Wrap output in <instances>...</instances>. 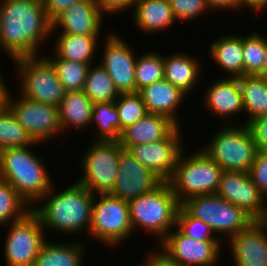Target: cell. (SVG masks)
Wrapping results in <instances>:
<instances>
[{"mask_svg": "<svg viewBox=\"0 0 267 266\" xmlns=\"http://www.w3.org/2000/svg\"><path fill=\"white\" fill-rule=\"evenodd\" d=\"M52 33L43 0L0 1V49L12 60L38 55Z\"/></svg>", "mask_w": 267, "mask_h": 266, "instance_id": "cell-1", "label": "cell"}, {"mask_svg": "<svg viewBox=\"0 0 267 266\" xmlns=\"http://www.w3.org/2000/svg\"><path fill=\"white\" fill-rule=\"evenodd\" d=\"M54 189L55 186H52L36 203L37 205L31 208L40 219L43 228L52 231L54 229L56 232L67 233L66 235L70 236L79 235L83 230L88 231L87 234H89L95 194L77 181L58 193H55Z\"/></svg>", "mask_w": 267, "mask_h": 266, "instance_id": "cell-2", "label": "cell"}, {"mask_svg": "<svg viewBox=\"0 0 267 266\" xmlns=\"http://www.w3.org/2000/svg\"><path fill=\"white\" fill-rule=\"evenodd\" d=\"M36 144L0 151V179L8 182L30 207L54 185L42 157L31 151Z\"/></svg>", "mask_w": 267, "mask_h": 266, "instance_id": "cell-3", "label": "cell"}, {"mask_svg": "<svg viewBox=\"0 0 267 266\" xmlns=\"http://www.w3.org/2000/svg\"><path fill=\"white\" fill-rule=\"evenodd\" d=\"M128 203L133 232L140 227L161 242L176 227L180 204L168 182Z\"/></svg>", "mask_w": 267, "mask_h": 266, "instance_id": "cell-4", "label": "cell"}, {"mask_svg": "<svg viewBox=\"0 0 267 266\" xmlns=\"http://www.w3.org/2000/svg\"><path fill=\"white\" fill-rule=\"evenodd\" d=\"M223 170L203 151L196 150L189 157L181 151L174 174L168 181L179 204L201 195L215 194Z\"/></svg>", "mask_w": 267, "mask_h": 266, "instance_id": "cell-5", "label": "cell"}, {"mask_svg": "<svg viewBox=\"0 0 267 266\" xmlns=\"http://www.w3.org/2000/svg\"><path fill=\"white\" fill-rule=\"evenodd\" d=\"M232 122L215 131L202 151L223 171L249 172L259 150L246 124Z\"/></svg>", "mask_w": 267, "mask_h": 266, "instance_id": "cell-6", "label": "cell"}, {"mask_svg": "<svg viewBox=\"0 0 267 266\" xmlns=\"http://www.w3.org/2000/svg\"><path fill=\"white\" fill-rule=\"evenodd\" d=\"M181 206L207 224L218 238L224 234L230 239L254 221L243 209L216 194L191 197Z\"/></svg>", "mask_w": 267, "mask_h": 266, "instance_id": "cell-7", "label": "cell"}, {"mask_svg": "<svg viewBox=\"0 0 267 266\" xmlns=\"http://www.w3.org/2000/svg\"><path fill=\"white\" fill-rule=\"evenodd\" d=\"M133 234L129 203L110 193L94 195L89 235L115 247Z\"/></svg>", "mask_w": 267, "mask_h": 266, "instance_id": "cell-8", "label": "cell"}, {"mask_svg": "<svg viewBox=\"0 0 267 266\" xmlns=\"http://www.w3.org/2000/svg\"><path fill=\"white\" fill-rule=\"evenodd\" d=\"M20 70V95L36 102L59 106L65 90L50 60L42 55L24 56L13 60Z\"/></svg>", "mask_w": 267, "mask_h": 266, "instance_id": "cell-9", "label": "cell"}, {"mask_svg": "<svg viewBox=\"0 0 267 266\" xmlns=\"http://www.w3.org/2000/svg\"><path fill=\"white\" fill-rule=\"evenodd\" d=\"M122 149L119 140L93 142L83 156V173L77 182L93 194L110 193L117 180Z\"/></svg>", "mask_w": 267, "mask_h": 266, "instance_id": "cell-10", "label": "cell"}, {"mask_svg": "<svg viewBox=\"0 0 267 266\" xmlns=\"http://www.w3.org/2000/svg\"><path fill=\"white\" fill-rule=\"evenodd\" d=\"M5 238L6 266H33L45 239L44 228L31 210L23 218L10 223Z\"/></svg>", "mask_w": 267, "mask_h": 266, "instance_id": "cell-11", "label": "cell"}, {"mask_svg": "<svg viewBox=\"0 0 267 266\" xmlns=\"http://www.w3.org/2000/svg\"><path fill=\"white\" fill-rule=\"evenodd\" d=\"M11 95L9 90L5 105L35 142H44L62 135L57 106L32 101L20 94L15 100Z\"/></svg>", "mask_w": 267, "mask_h": 266, "instance_id": "cell-12", "label": "cell"}, {"mask_svg": "<svg viewBox=\"0 0 267 266\" xmlns=\"http://www.w3.org/2000/svg\"><path fill=\"white\" fill-rule=\"evenodd\" d=\"M222 243L192 239L177 229L171 230L158 248L180 266H214L220 260Z\"/></svg>", "mask_w": 267, "mask_h": 266, "instance_id": "cell-13", "label": "cell"}, {"mask_svg": "<svg viewBox=\"0 0 267 266\" xmlns=\"http://www.w3.org/2000/svg\"><path fill=\"white\" fill-rule=\"evenodd\" d=\"M215 194L243 209L254 220H267V200L248 172L223 171Z\"/></svg>", "mask_w": 267, "mask_h": 266, "instance_id": "cell-14", "label": "cell"}, {"mask_svg": "<svg viewBox=\"0 0 267 266\" xmlns=\"http://www.w3.org/2000/svg\"><path fill=\"white\" fill-rule=\"evenodd\" d=\"M118 33L104 37L103 60L99 62L113 80L119 93H135V66L137 57Z\"/></svg>", "mask_w": 267, "mask_h": 266, "instance_id": "cell-15", "label": "cell"}, {"mask_svg": "<svg viewBox=\"0 0 267 266\" xmlns=\"http://www.w3.org/2000/svg\"><path fill=\"white\" fill-rule=\"evenodd\" d=\"M181 127L177 126L165 139L149 144L130 147L132 155L163 182H168L174 174L177 159L184 149Z\"/></svg>", "mask_w": 267, "mask_h": 266, "instance_id": "cell-16", "label": "cell"}, {"mask_svg": "<svg viewBox=\"0 0 267 266\" xmlns=\"http://www.w3.org/2000/svg\"><path fill=\"white\" fill-rule=\"evenodd\" d=\"M162 182L152 171L142 165L129 150L122 149L117 180L110 194L129 202L152 191Z\"/></svg>", "mask_w": 267, "mask_h": 266, "instance_id": "cell-17", "label": "cell"}, {"mask_svg": "<svg viewBox=\"0 0 267 266\" xmlns=\"http://www.w3.org/2000/svg\"><path fill=\"white\" fill-rule=\"evenodd\" d=\"M228 240L236 266H267V220H254Z\"/></svg>", "mask_w": 267, "mask_h": 266, "instance_id": "cell-18", "label": "cell"}, {"mask_svg": "<svg viewBox=\"0 0 267 266\" xmlns=\"http://www.w3.org/2000/svg\"><path fill=\"white\" fill-rule=\"evenodd\" d=\"M103 13L95 0L74 3L52 22V32L59 27L57 33L100 36Z\"/></svg>", "mask_w": 267, "mask_h": 266, "instance_id": "cell-19", "label": "cell"}, {"mask_svg": "<svg viewBox=\"0 0 267 266\" xmlns=\"http://www.w3.org/2000/svg\"><path fill=\"white\" fill-rule=\"evenodd\" d=\"M204 103L212 114L230 120L231 116L244 111L242 90L238 78L225 77L211 83L205 92Z\"/></svg>", "mask_w": 267, "mask_h": 266, "instance_id": "cell-20", "label": "cell"}, {"mask_svg": "<svg viewBox=\"0 0 267 266\" xmlns=\"http://www.w3.org/2000/svg\"><path fill=\"white\" fill-rule=\"evenodd\" d=\"M177 125L168 117L148 113L138 122L127 126L120 134V145L128 150L130 147L149 144L165 139Z\"/></svg>", "mask_w": 267, "mask_h": 266, "instance_id": "cell-21", "label": "cell"}, {"mask_svg": "<svg viewBox=\"0 0 267 266\" xmlns=\"http://www.w3.org/2000/svg\"><path fill=\"white\" fill-rule=\"evenodd\" d=\"M139 93L148 113L166 116L177 126H181L176 111L187 94L180 88L163 79L144 87ZM178 119L179 121H177Z\"/></svg>", "mask_w": 267, "mask_h": 266, "instance_id": "cell-22", "label": "cell"}, {"mask_svg": "<svg viewBox=\"0 0 267 266\" xmlns=\"http://www.w3.org/2000/svg\"><path fill=\"white\" fill-rule=\"evenodd\" d=\"M133 9L135 26L143 33L157 34L176 21L169 0H137Z\"/></svg>", "mask_w": 267, "mask_h": 266, "instance_id": "cell-23", "label": "cell"}, {"mask_svg": "<svg viewBox=\"0 0 267 266\" xmlns=\"http://www.w3.org/2000/svg\"><path fill=\"white\" fill-rule=\"evenodd\" d=\"M209 52L214 63L230 74L228 78L244 76L242 36L222 35L218 40L212 41Z\"/></svg>", "mask_w": 267, "mask_h": 266, "instance_id": "cell-24", "label": "cell"}, {"mask_svg": "<svg viewBox=\"0 0 267 266\" xmlns=\"http://www.w3.org/2000/svg\"><path fill=\"white\" fill-rule=\"evenodd\" d=\"M164 79L180 88L188 96L200 77L201 65L197 58L185 53L163 57ZM200 65V66H199ZM189 91V92H188Z\"/></svg>", "mask_w": 267, "mask_h": 266, "instance_id": "cell-25", "label": "cell"}, {"mask_svg": "<svg viewBox=\"0 0 267 266\" xmlns=\"http://www.w3.org/2000/svg\"><path fill=\"white\" fill-rule=\"evenodd\" d=\"M99 36H87L60 33L54 48V56H47V58H61L65 60H71L73 62H81L92 65L97 51V43L99 42ZM96 50V51H95Z\"/></svg>", "mask_w": 267, "mask_h": 266, "instance_id": "cell-26", "label": "cell"}, {"mask_svg": "<svg viewBox=\"0 0 267 266\" xmlns=\"http://www.w3.org/2000/svg\"><path fill=\"white\" fill-rule=\"evenodd\" d=\"M58 109L62 131L70 127L78 129L89 127L93 103L84 90L66 91Z\"/></svg>", "mask_w": 267, "mask_h": 266, "instance_id": "cell-27", "label": "cell"}, {"mask_svg": "<svg viewBox=\"0 0 267 266\" xmlns=\"http://www.w3.org/2000/svg\"><path fill=\"white\" fill-rule=\"evenodd\" d=\"M81 242V243H80ZM64 243L46 240L33 266H82L86 248L83 241Z\"/></svg>", "mask_w": 267, "mask_h": 266, "instance_id": "cell-28", "label": "cell"}, {"mask_svg": "<svg viewBox=\"0 0 267 266\" xmlns=\"http://www.w3.org/2000/svg\"><path fill=\"white\" fill-rule=\"evenodd\" d=\"M242 90L244 112L250 120L267 114V78L259 75H244L238 78Z\"/></svg>", "mask_w": 267, "mask_h": 266, "instance_id": "cell-29", "label": "cell"}, {"mask_svg": "<svg viewBox=\"0 0 267 266\" xmlns=\"http://www.w3.org/2000/svg\"><path fill=\"white\" fill-rule=\"evenodd\" d=\"M98 64L94 67L89 66L83 90L93 104L115 101L119 92L108 72L100 63Z\"/></svg>", "mask_w": 267, "mask_h": 266, "instance_id": "cell-30", "label": "cell"}, {"mask_svg": "<svg viewBox=\"0 0 267 266\" xmlns=\"http://www.w3.org/2000/svg\"><path fill=\"white\" fill-rule=\"evenodd\" d=\"M91 124L97 126L95 140L120 139V121L114 101L94 103L90 126Z\"/></svg>", "mask_w": 267, "mask_h": 266, "instance_id": "cell-31", "label": "cell"}, {"mask_svg": "<svg viewBox=\"0 0 267 266\" xmlns=\"http://www.w3.org/2000/svg\"><path fill=\"white\" fill-rule=\"evenodd\" d=\"M35 143L25 128L5 105L0 109V151L31 146Z\"/></svg>", "mask_w": 267, "mask_h": 266, "instance_id": "cell-32", "label": "cell"}, {"mask_svg": "<svg viewBox=\"0 0 267 266\" xmlns=\"http://www.w3.org/2000/svg\"><path fill=\"white\" fill-rule=\"evenodd\" d=\"M163 55L159 52H146L136 59V92L154 82L164 79Z\"/></svg>", "mask_w": 267, "mask_h": 266, "instance_id": "cell-33", "label": "cell"}, {"mask_svg": "<svg viewBox=\"0 0 267 266\" xmlns=\"http://www.w3.org/2000/svg\"><path fill=\"white\" fill-rule=\"evenodd\" d=\"M27 207V208H26ZM31 207L8 183L0 179V225L23 218Z\"/></svg>", "mask_w": 267, "mask_h": 266, "instance_id": "cell-34", "label": "cell"}, {"mask_svg": "<svg viewBox=\"0 0 267 266\" xmlns=\"http://www.w3.org/2000/svg\"><path fill=\"white\" fill-rule=\"evenodd\" d=\"M65 91L83 90L90 64L73 62L61 58H48Z\"/></svg>", "mask_w": 267, "mask_h": 266, "instance_id": "cell-35", "label": "cell"}, {"mask_svg": "<svg viewBox=\"0 0 267 266\" xmlns=\"http://www.w3.org/2000/svg\"><path fill=\"white\" fill-rule=\"evenodd\" d=\"M244 54V75H258L262 71V66L266 54L267 37H263L258 32L248 33L242 36Z\"/></svg>", "mask_w": 267, "mask_h": 266, "instance_id": "cell-36", "label": "cell"}, {"mask_svg": "<svg viewBox=\"0 0 267 266\" xmlns=\"http://www.w3.org/2000/svg\"><path fill=\"white\" fill-rule=\"evenodd\" d=\"M120 121V134L127 126L138 122L148 114L146 105L139 92L119 93L114 101Z\"/></svg>", "mask_w": 267, "mask_h": 266, "instance_id": "cell-37", "label": "cell"}, {"mask_svg": "<svg viewBox=\"0 0 267 266\" xmlns=\"http://www.w3.org/2000/svg\"><path fill=\"white\" fill-rule=\"evenodd\" d=\"M179 227V228H178ZM176 228L192 239L202 241H220L211 228L202 220L191 216L181 205L176 217ZM212 234V235H211Z\"/></svg>", "mask_w": 267, "mask_h": 266, "instance_id": "cell-38", "label": "cell"}, {"mask_svg": "<svg viewBox=\"0 0 267 266\" xmlns=\"http://www.w3.org/2000/svg\"><path fill=\"white\" fill-rule=\"evenodd\" d=\"M169 3L176 21H191L210 11L206 0H169Z\"/></svg>", "mask_w": 267, "mask_h": 266, "instance_id": "cell-39", "label": "cell"}, {"mask_svg": "<svg viewBox=\"0 0 267 266\" xmlns=\"http://www.w3.org/2000/svg\"><path fill=\"white\" fill-rule=\"evenodd\" d=\"M248 173L255 186L267 200V150L258 151Z\"/></svg>", "mask_w": 267, "mask_h": 266, "instance_id": "cell-40", "label": "cell"}, {"mask_svg": "<svg viewBox=\"0 0 267 266\" xmlns=\"http://www.w3.org/2000/svg\"><path fill=\"white\" fill-rule=\"evenodd\" d=\"M258 150H267V114L246 123Z\"/></svg>", "mask_w": 267, "mask_h": 266, "instance_id": "cell-41", "label": "cell"}, {"mask_svg": "<svg viewBox=\"0 0 267 266\" xmlns=\"http://www.w3.org/2000/svg\"><path fill=\"white\" fill-rule=\"evenodd\" d=\"M83 0H43L48 19L53 22L59 15L70 8L74 3Z\"/></svg>", "mask_w": 267, "mask_h": 266, "instance_id": "cell-42", "label": "cell"}, {"mask_svg": "<svg viewBox=\"0 0 267 266\" xmlns=\"http://www.w3.org/2000/svg\"><path fill=\"white\" fill-rule=\"evenodd\" d=\"M137 0H95L98 7L107 14L122 12L132 8Z\"/></svg>", "mask_w": 267, "mask_h": 266, "instance_id": "cell-43", "label": "cell"}, {"mask_svg": "<svg viewBox=\"0 0 267 266\" xmlns=\"http://www.w3.org/2000/svg\"><path fill=\"white\" fill-rule=\"evenodd\" d=\"M144 262L140 266H180L175 261L171 260L166 254H164L161 250L159 252L153 251L149 254V257L145 259Z\"/></svg>", "mask_w": 267, "mask_h": 266, "instance_id": "cell-44", "label": "cell"}, {"mask_svg": "<svg viewBox=\"0 0 267 266\" xmlns=\"http://www.w3.org/2000/svg\"><path fill=\"white\" fill-rule=\"evenodd\" d=\"M206 3L210 10H238L241 9L240 0H206Z\"/></svg>", "mask_w": 267, "mask_h": 266, "instance_id": "cell-45", "label": "cell"}, {"mask_svg": "<svg viewBox=\"0 0 267 266\" xmlns=\"http://www.w3.org/2000/svg\"><path fill=\"white\" fill-rule=\"evenodd\" d=\"M241 1V9L248 6L252 11H256V13H261L267 7V0H240Z\"/></svg>", "mask_w": 267, "mask_h": 266, "instance_id": "cell-46", "label": "cell"}, {"mask_svg": "<svg viewBox=\"0 0 267 266\" xmlns=\"http://www.w3.org/2000/svg\"><path fill=\"white\" fill-rule=\"evenodd\" d=\"M1 74L2 73L0 72V109L5 106L7 93L9 91V88L5 85V79H2L4 77Z\"/></svg>", "mask_w": 267, "mask_h": 266, "instance_id": "cell-47", "label": "cell"}, {"mask_svg": "<svg viewBox=\"0 0 267 266\" xmlns=\"http://www.w3.org/2000/svg\"><path fill=\"white\" fill-rule=\"evenodd\" d=\"M258 75L267 78V45H266V54H265V59H264V63L262 66V71Z\"/></svg>", "mask_w": 267, "mask_h": 266, "instance_id": "cell-48", "label": "cell"}]
</instances>
